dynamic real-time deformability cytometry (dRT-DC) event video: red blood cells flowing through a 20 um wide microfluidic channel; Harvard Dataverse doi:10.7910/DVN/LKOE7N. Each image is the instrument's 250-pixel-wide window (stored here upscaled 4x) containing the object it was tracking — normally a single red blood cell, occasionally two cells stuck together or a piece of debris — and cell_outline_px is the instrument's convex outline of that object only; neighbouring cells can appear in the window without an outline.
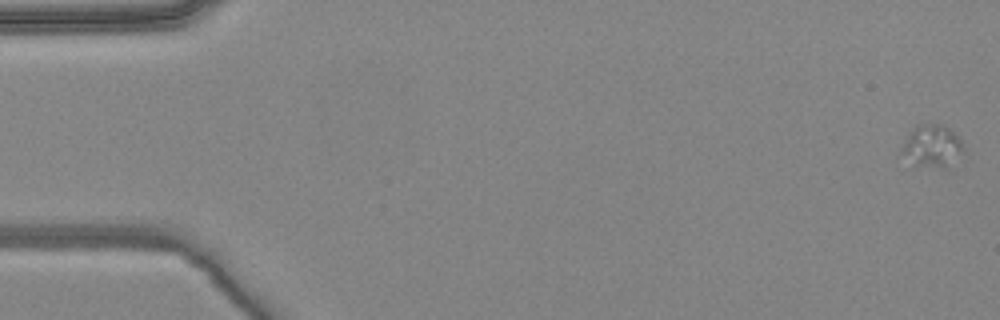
{"species": "common noctule bat (a hibernating species)", "species_latin": "Nyctalus noctula", "temperature_condition": "warm", "stored_images_in_passage": 5, "camera_frame_rate_fps": 3000, "um_per_image_px": 0.085, "animal": {"sex": "female", "body_mass_g": 24.6, "forearm_length_mm": 56.2}, "frame": {"image": 1, "passage_image": 1, "time_ms": 0.0, "image_size_px": [1000, 320], "cell_outline_px": [[964, 148], [948, 168], [944, 168], [916, 164], [900, 152], [900, 148], [904, 140], [912, 128], [920, 124], [944, 124], [960, 136]], "centroid_in_image_um": [79.24, 12.37], "position_along_channel_um": 5.8, "area_um2": 15.14}}
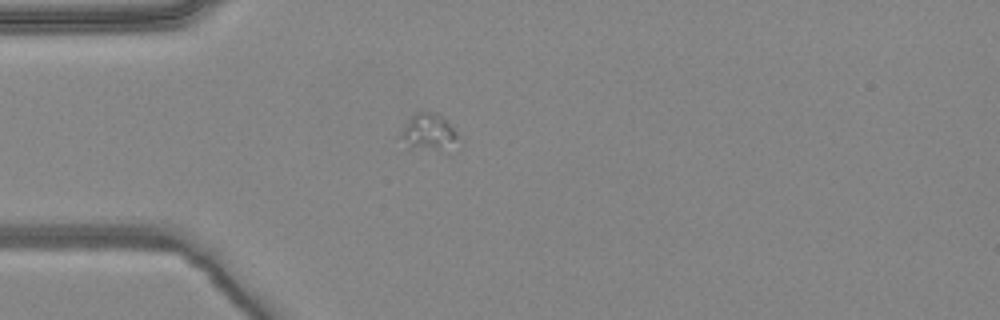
{"frame": {"image": 2, "passage_image": 4, "time_ms": 1.0, "image_size_px": [1000, 320], "cell_outline_px": [[456, 136], [448, 156], [408, 148], [400, 136], [404, 128], [412, 116], [416, 112], [436, 112], [448, 120], [456, 132]], "centroid_in_image_um": [36.48, 11.34], "position_along_channel_um": 48.5, "area_um2": 12.89}}